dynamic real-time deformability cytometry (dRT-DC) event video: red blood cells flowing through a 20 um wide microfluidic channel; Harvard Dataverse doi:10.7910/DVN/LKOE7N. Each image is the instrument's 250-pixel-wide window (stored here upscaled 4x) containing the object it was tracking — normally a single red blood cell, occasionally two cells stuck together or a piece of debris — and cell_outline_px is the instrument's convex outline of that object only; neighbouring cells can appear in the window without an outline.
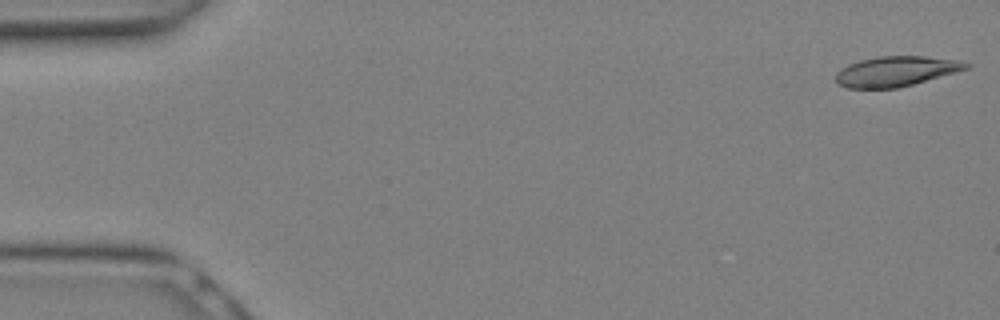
{"species": "Egyptian fruit bat (a non-hibernating species)", "species_latin": "Rousettus aegyptiacus", "temperature_condition": "warm", "stored_images_in_passage": 12, "camera_frame_rate_fps": 3000, "um_per_image_px": 0.085, "animal": {"sex": "female"}, "frame": {"image": 1, "passage_image": 1, "time_ms": 0.0, "image_size_px": [1000, 320], "cell_outline_px": [[972, 64], [968, 68], [912, 84], [896, 88], [848, 88], [840, 84], [836, 80], [836, 72], [840, 68], [848, 64], [860, 60], [876, 56], [924, 56], [956, 60]], "centroid_in_image_um": [76.11, 6.05], "position_along_channel_um": 8.9, "area_um2": 22.54}}
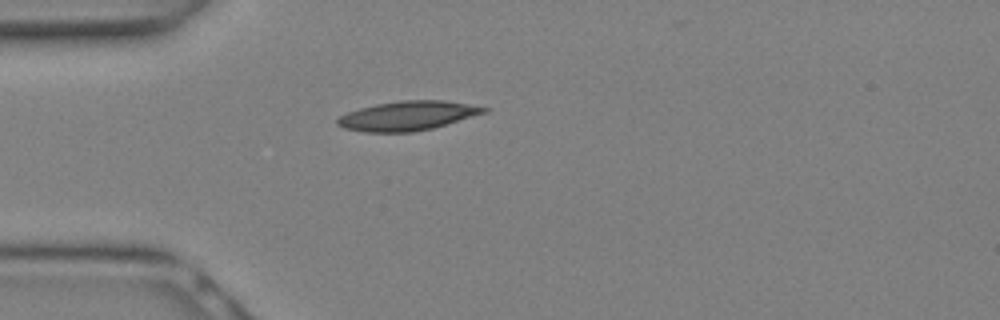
{"frame": {"image": 2, "passage_image": 8, "time_ms": 2.333, "image_size_px": [1000, 320], "cell_outline_px": [[488, 112], [432, 128], [412, 132], [364, 132], [344, 128], [336, 124], [336, 120], [340, 116], [348, 112], [360, 108], [376, 104], [404, 100], [440, 100], [488, 108]], "centroid_in_image_um": [34.6, 9.85], "position_along_channel_um": 50.4, "area_um2": 24.68}}
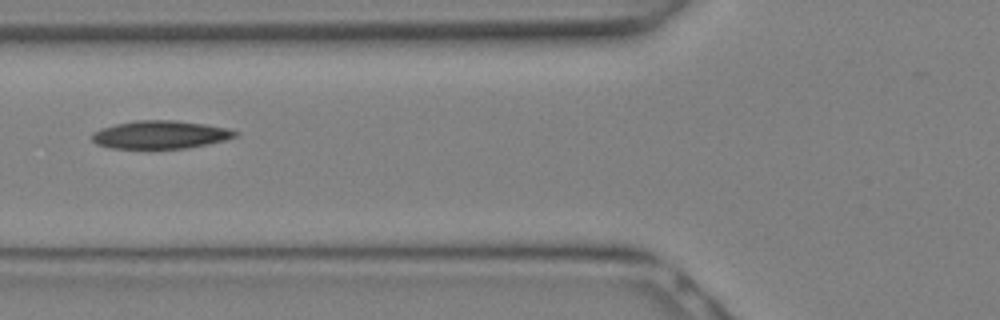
{"frame": {"image": 3, "passage_image": 11, "time_ms": 3.333, "image_size_px": [1000, 320], "cell_outline_px": [[240, 136], [208, 144], [188, 148], [108, 148], [96, 144], [92, 140], [92, 132], [100, 128], [116, 124], [136, 120], [176, 120], [204, 124], [228, 128], [240, 132]], "centroid_in_image_um": [13.65, 11.44], "position_along_channel_um": 112.2, "area_um2": 23.58}}